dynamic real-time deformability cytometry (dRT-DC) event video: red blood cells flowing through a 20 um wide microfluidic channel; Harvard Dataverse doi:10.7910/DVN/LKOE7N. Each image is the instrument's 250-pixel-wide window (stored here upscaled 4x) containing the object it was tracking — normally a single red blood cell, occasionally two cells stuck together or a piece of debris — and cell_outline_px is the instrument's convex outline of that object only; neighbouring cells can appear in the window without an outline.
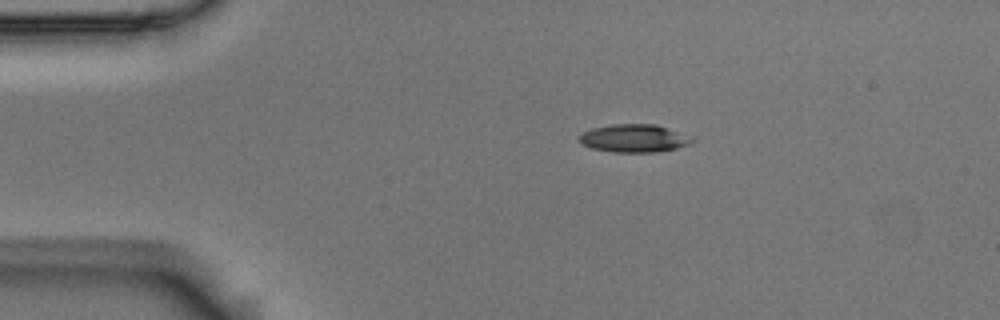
{"species": "Egyptian fruit bat (a non-hibernating species)", "species_latin": "Rousettus aegyptiacus", "temperature_condition": "room temperature", "stored_images_in_passage": 3, "segment_of_instrument_passage": [1, 2], "camera_frame_rate_fps": 3000, "um_per_image_px": 0.085, "animal": {"sex": "male"}, "frame": {"image": 1, "passage_image": 1, "time_ms": 0.0, "image_size_px": [1000, 320], "cell_outline_px": [[696, 140], [688, 144], [676, 148], [652, 152], [612, 152], [592, 148], [580, 144], [580, 136], [584, 132], [592, 128], [612, 124], [656, 124], [668, 128]], "centroid_in_image_um": [53.85, 11.75], "position_along_channel_um": 31.1, "area_um2": 18.09}}